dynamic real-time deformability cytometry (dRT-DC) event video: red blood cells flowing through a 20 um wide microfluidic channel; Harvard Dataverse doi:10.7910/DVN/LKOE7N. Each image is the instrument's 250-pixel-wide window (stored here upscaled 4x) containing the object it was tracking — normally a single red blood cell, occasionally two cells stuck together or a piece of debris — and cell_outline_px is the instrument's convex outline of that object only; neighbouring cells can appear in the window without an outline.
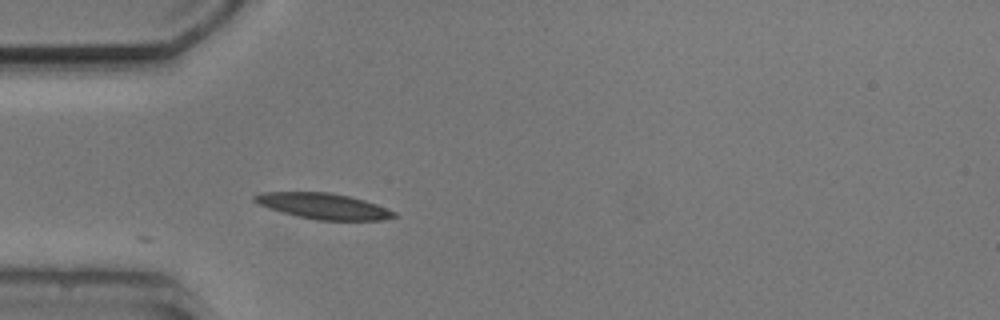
{"species": "common noctule bat (a hibernating species)", "species_latin": "Nyctalus noctula", "temperature_condition": "cold", "stored_images_in_passage": 2, "camera_frame_rate_fps": 3000, "um_per_image_px": 0.085, "animal": {"sex": "male", "body_mass_g": 20.5, "forearm_length_mm": 52.5}, "frame": {"image": 1, "passage_image": 2, "time_ms": 1.0, "image_size_px": [1000, 320], "cell_outline_px": [[396, 216], [384, 220], [316, 220], [296, 216], [268, 208], [252, 200], [252, 196], [260, 192], [328, 192], [348, 196], [364, 200], [376, 204], [396, 212]], "centroid_in_image_um": [27.46, 17.52], "position_along_channel_um": 57.5, "area_um2": 20.92}}